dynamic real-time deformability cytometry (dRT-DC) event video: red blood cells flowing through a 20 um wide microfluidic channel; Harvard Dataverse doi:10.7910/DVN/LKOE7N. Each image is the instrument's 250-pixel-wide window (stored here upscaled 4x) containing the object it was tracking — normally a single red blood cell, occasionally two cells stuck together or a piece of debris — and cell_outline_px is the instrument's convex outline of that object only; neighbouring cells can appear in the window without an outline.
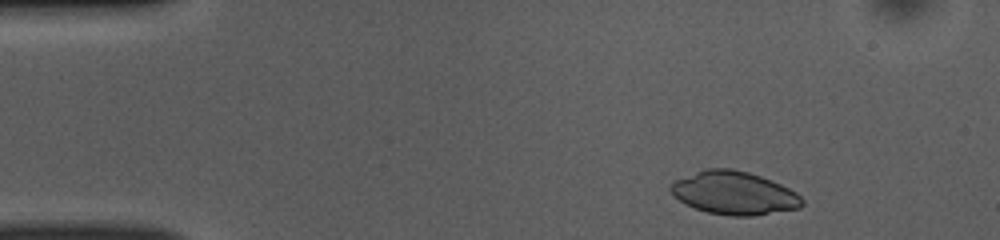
{"species": "common noctule bat (a hibernating species)", "species_latin": "Nyctalus noctula", "temperature_condition": "room temperature", "stored_images_in_passage": 47, "camera_frame_rate_fps": 3000, "um_per_image_px": 0.085, "animal": {"sex": "female", "body_mass_g": 10.0, "forearm_length_mm": 53.1}, "frame": {"image": 1, "passage_image": 3, "time_ms": 0.667, "image_size_px": [1000, 240], "cell_outline_px": [[804, 204], [800, 208], [752, 216], [732, 216], [708, 212], [696, 208], [672, 196], [668, 188], [668, 184], [676, 180], [704, 168], [732, 168], [748, 172], [760, 176], [780, 184], [796, 192], [804, 200]], "centroid_in_image_um": [62.38, 16.4], "position_along_channel_um": 22.6, "area_um2": 33.06}}
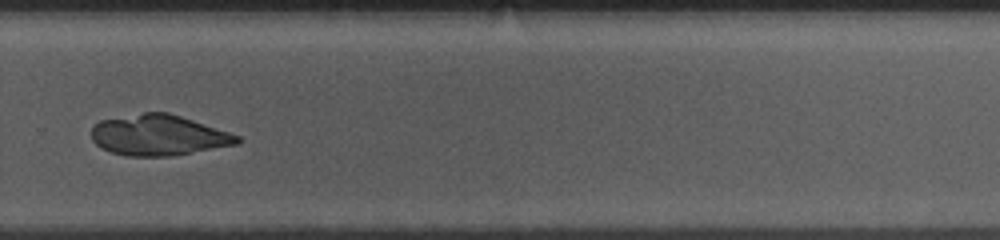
{"frame": {"image": 2, "passage_image": 31, "time_ms": 10.0, "image_size_px": [1000, 240], "cell_outline_px": [[240, 140], [236, 144], [168, 156], [128, 156], [112, 152], [100, 148], [92, 140], [92, 124], [100, 120], [144, 112], [168, 112], [240, 136]], "centroid_in_image_um": [13.41, 11.48], "position_along_channel_um": 316.4, "area_um2": 34.16}}
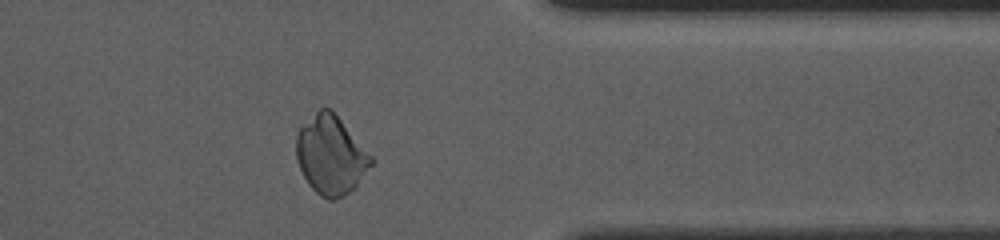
{"frame": {"image": 3, "passage_image": 37, "time_ms": 12.0, "image_size_px": [1000, 240], "cell_outline_px": [[376, 160], [356, 188], [344, 196], [332, 200], [328, 200], [320, 196], [308, 184], [300, 168], [296, 156], [296, 136], [300, 128], [320, 108], [332, 108]], "centroid_in_image_um": [28.16, 13.2], "position_along_channel_um": 383.2, "area_um2": 34.68}}